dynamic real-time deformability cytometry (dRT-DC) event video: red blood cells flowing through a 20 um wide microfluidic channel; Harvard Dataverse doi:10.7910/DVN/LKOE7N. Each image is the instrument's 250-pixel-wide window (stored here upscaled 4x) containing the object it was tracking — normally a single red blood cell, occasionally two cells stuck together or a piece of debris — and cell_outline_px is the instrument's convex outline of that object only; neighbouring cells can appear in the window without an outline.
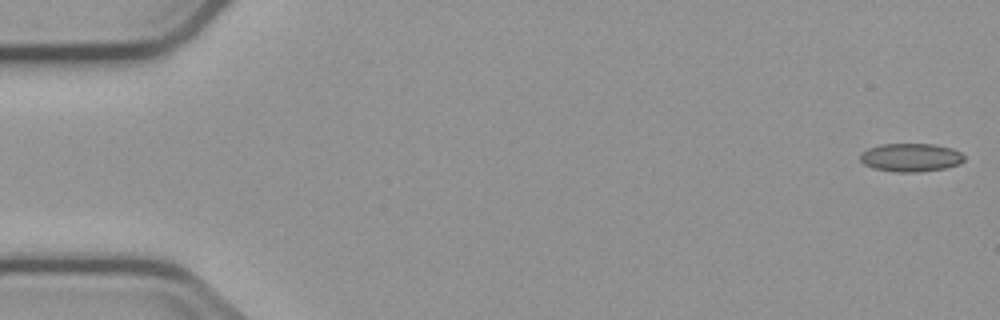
{"species": "common noctule bat (a hibernating species)", "species_latin": "Nyctalus noctula", "temperature_condition": "cold", "stored_images_in_passage": 6, "camera_frame_rate_fps": 3000, "um_per_image_px": 0.085, "animal": {"sex": "male", "body_mass_g": 23.1, "forearm_length_mm": 52.7}, "frame": {"image": 1, "passage_image": 1, "time_ms": 0.0, "image_size_px": [1000, 320], "cell_outline_px": [[964, 160], [960, 164], [944, 168], [920, 172], [896, 172], [872, 168], [864, 164], [860, 160], [860, 152], [868, 148], [880, 144], [936, 144], [952, 148], [960, 152], [964, 156]], "centroid_in_image_um": [77.4, 13.38], "position_along_channel_um": 7.6, "area_um2": 17.34}}
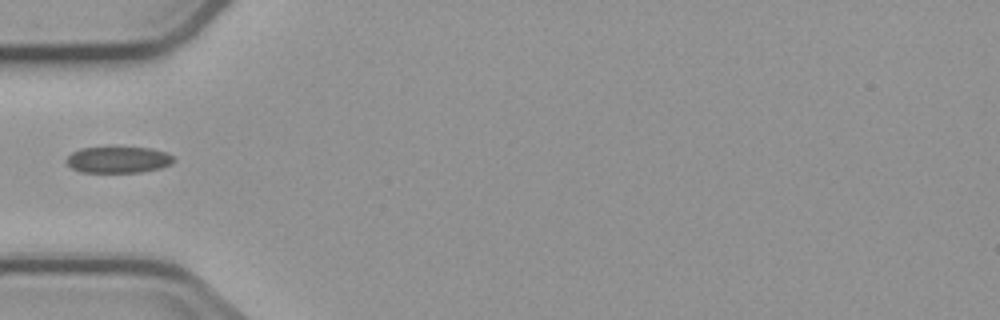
{"frame": {"image": 2, "passage_image": 5, "time_ms": 5.667, "image_size_px": [1000, 320], "cell_outline_px": [[176, 160], [172, 164], [160, 168], [140, 172], [80, 172], [72, 168], [64, 160], [72, 152], [80, 148], [148, 148], [164, 152], [172, 156]], "centroid_in_image_um": [10.03, 13.59], "position_along_channel_um": 75.0, "area_um2": 16.3}}
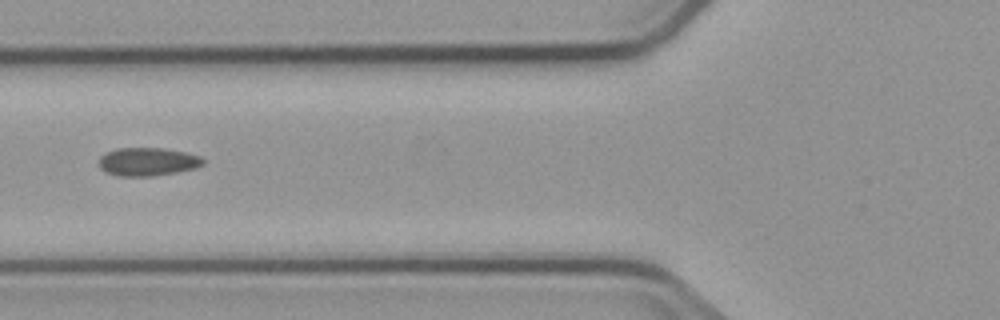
{"frame": {"image": 3, "passage_image": 6, "time_ms": 6.667, "image_size_px": [1000, 320], "cell_outline_px": [[204, 164], [196, 168], [176, 172], [152, 176], [116, 176], [104, 172], [100, 168], [100, 156], [116, 148], [160, 148], [184, 152], [200, 156], [204, 160]], "centroid_in_image_um": [12.54, 13.75], "position_along_channel_um": 113.3, "area_um2": 17.11}}